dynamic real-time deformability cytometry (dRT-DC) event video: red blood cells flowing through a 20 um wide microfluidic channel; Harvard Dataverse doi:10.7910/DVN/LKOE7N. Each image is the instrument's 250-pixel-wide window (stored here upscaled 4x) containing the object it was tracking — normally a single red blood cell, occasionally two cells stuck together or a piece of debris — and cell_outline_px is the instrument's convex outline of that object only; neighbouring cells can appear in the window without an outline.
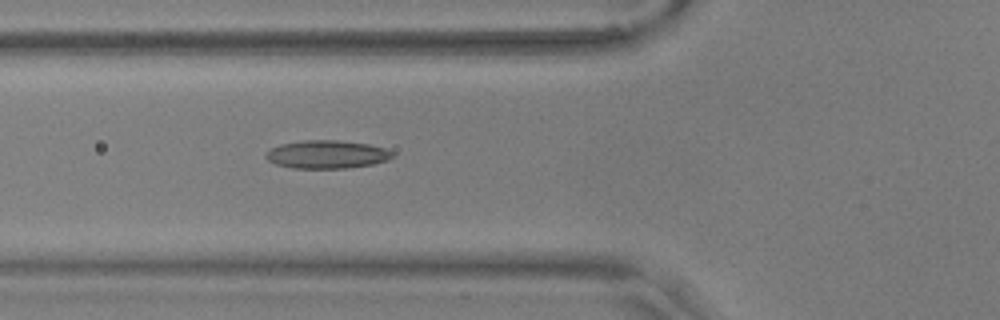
{"species": "common noctule bat (a hibernating species)", "species_latin": "Nyctalus noctula", "temperature_condition": "warm", "stored_images_in_passage": 52, "camera_frame_rate_fps": 3000, "um_per_image_px": 0.085, "animal": {"sex": "male", "body_mass_g": 17.9, "forearm_length_mm": 54.2}, "frame": {"image": 1, "passage_image": 20, "time_ms": 6.333, "image_size_px": [1000, 320], "cell_outline_px": [[392, 156], [388, 160], [372, 164], [344, 168], [292, 168], [276, 164], [268, 160], [264, 156], [272, 148], [280, 144], [304, 140], [336, 140], [368, 144], [384, 148], [392, 152]], "centroid_in_image_um": [27.76, 13.12], "position_along_channel_um": 98.0, "area_um2": 20.52}}
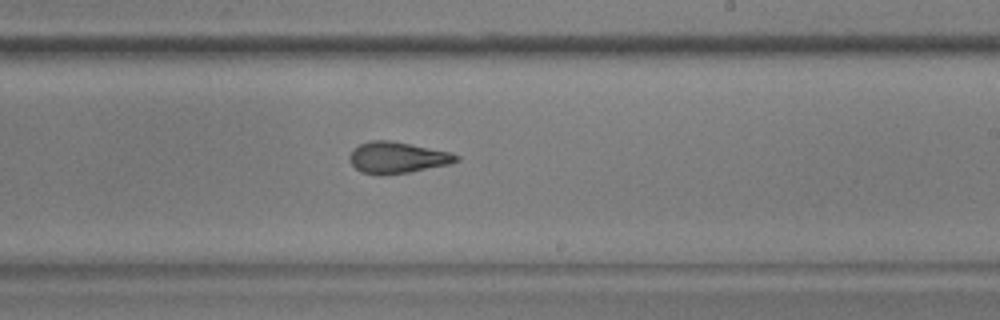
{"frame": {"image": 2, "passage_image": 33, "time_ms": 10.667, "image_size_px": [1000, 320], "cell_outline_px": [[460, 160], [448, 164], [408, 172], [380, 176], [360, 172], [348, 160], [348, 156], [360, 144], [372, 140], [392, 140], [452, 152], [460, 156]], "centroid_in_image_um": [33.77, 13.39], "position_along_channel_um": 255.2, "area_um2": 19.59}}
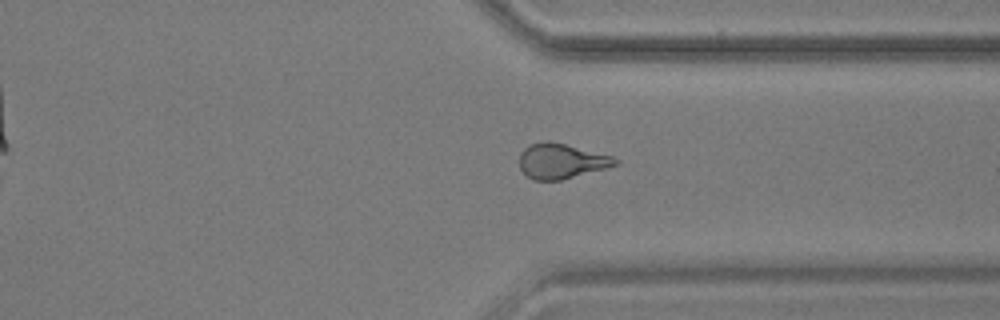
{"frame": {"image": 3, "passage_image": 42, "time_ms": 13.667, "image_size_px": [1000, 320], "cell_outline_px": [[620, 164], [560, 180], [532, 180], [520, 168], [520, 152], [528, 144], [544, 140], [548, 140], [612, 156], [620, 160]], "centroid_in_image_um": [47.69, 13.68], "position_along_channel_um": 363.7, "area_um2": 19.48}}